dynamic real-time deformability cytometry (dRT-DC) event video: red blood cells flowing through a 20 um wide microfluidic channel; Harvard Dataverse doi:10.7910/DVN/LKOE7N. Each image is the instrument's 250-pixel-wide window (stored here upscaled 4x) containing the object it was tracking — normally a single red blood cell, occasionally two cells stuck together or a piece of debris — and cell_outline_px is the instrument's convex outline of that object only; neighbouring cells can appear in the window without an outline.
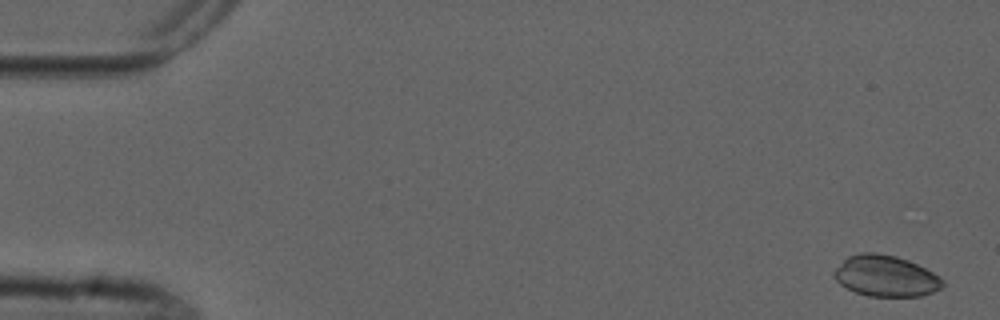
{"species": "common noctule bat (a hibernating species)", "species_latin": "Nyctalus noctula", "temperature_condition": "cold", "stored_images_in_passage": 6, "camera_frame_rate_fps": 3000, "um_per_image_px": 0.085, "animal": {"sex": "male", "forearm_length_mm": 52.5}, "frame": {"image": 1, "passage_image": 1, "time_ms": 0.0, "image_size_px": [1000, 320], "cell_outline_px": [[944, 284], [940, 288], [932, 292], [920, 296], [868, 296], [856, 292], [840, 284], [832, 276], [832, 272], [848, 256], [860, 252], [872, 252], [896, 256], [908, 260], [940, 276], [944, 280]], "centroid_in_image_um": [75.27, 23.45], "position_along_channel_um": 9.7, "area_um2": 25.89}}